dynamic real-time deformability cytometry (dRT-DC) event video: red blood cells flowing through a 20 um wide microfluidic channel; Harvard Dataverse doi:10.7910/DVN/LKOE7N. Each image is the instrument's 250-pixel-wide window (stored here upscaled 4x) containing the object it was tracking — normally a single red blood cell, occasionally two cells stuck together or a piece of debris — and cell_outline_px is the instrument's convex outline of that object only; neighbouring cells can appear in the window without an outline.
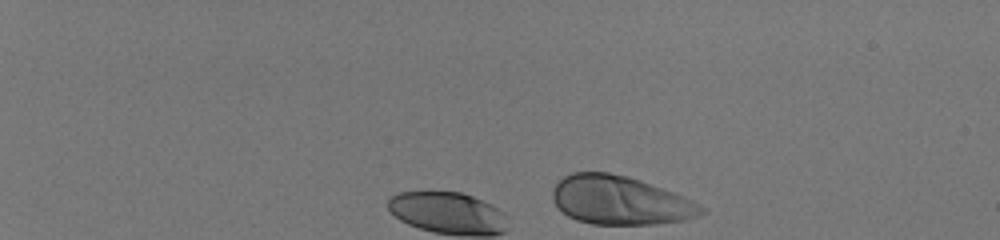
{"species": "human", "species_latin": "Homo sapiens", "temperature_condition": "room temperature", "stored_images_in_passage": 8, "camera_frame_rate_fps": 3000, "um_per_image_px": 0.085, "donor": {"sex": "male"}, "frame": {"image": 1, "passage_image": 1, "time_ms": 0.0, "image_size_px": [1000, 240], "cell_outline_px": [[708, 212], [700, 216], [688, 220], [652, 224], [592, 224], [576, 220], [568, 216], [552, 200], [552, 188], [564, 176], [572, 172], [608, 172], [628, 176], [672, 192], [692, 200], [700, 204]], "centroid_in_image_um": [52.72, 17.03], "position_along_channel_um": 32.3, "area_um2": 42.19}}
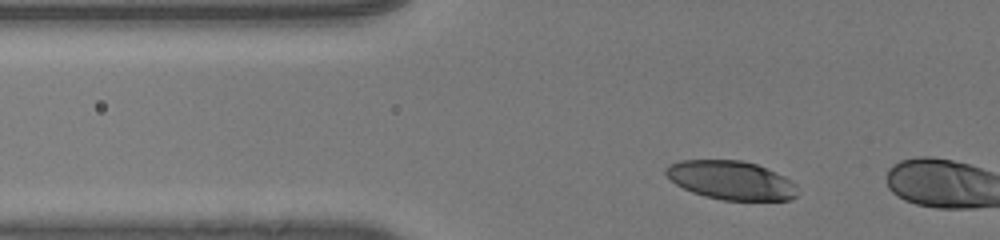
{"frame": {"image": 2, "passage_image": 6, "time_ms": 1.667, "image_size_px": [1000, 240], "cell_outline_px": [[796, 196], [792, 200], [720, 200], [704, 196], [692, 192], [676, 184], [664, 172], [664, 168], [668, 164], [680, 160], [740, 160], [756, 164], [784, 176], [796, 184]], "centroid_in_image_um": [62.12, 15.32], "position_along_channel_um": 63.7, "area_um2": 29.71}}